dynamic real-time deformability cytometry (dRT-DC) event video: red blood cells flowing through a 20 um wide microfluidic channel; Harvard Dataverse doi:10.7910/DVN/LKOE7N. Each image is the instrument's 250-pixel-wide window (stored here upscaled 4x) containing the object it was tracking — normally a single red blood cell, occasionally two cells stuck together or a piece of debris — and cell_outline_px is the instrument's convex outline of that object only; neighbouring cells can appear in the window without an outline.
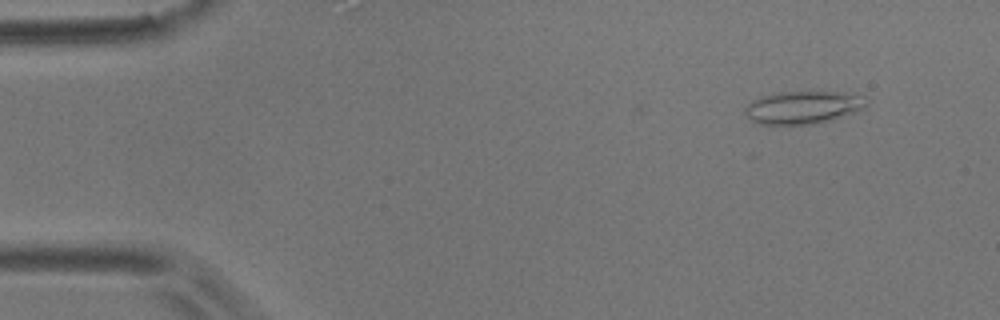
{"species": "common noctule bat (a hibernating species)", "species_latin": "Nyctalus noctula", "temperature_condition": "room temperature", "stored_images_in_passage": 4, "camera_frame_rate_fps": 3000, "um_per_image_px": 0.085, "animal": {"sex": "male", "body_mass_g": 17.9}, "frame": {"image": 1, "passage_image": 1, "time_ms": 0.0, "image_size_px": [1000, 320], "cell_outline_px": [[868, 104], [864, 108], [856, 112], [816, 124], [760, 124], [744, 116], [744, 108], [752, 100], [760, 96], [780, 92], [840, 92], [864, 96], [868, 100]], "centroid_in_image_um": [68.25, 9.13], "position_along_channel_um": 16.7, "area_um2": 23.29}}